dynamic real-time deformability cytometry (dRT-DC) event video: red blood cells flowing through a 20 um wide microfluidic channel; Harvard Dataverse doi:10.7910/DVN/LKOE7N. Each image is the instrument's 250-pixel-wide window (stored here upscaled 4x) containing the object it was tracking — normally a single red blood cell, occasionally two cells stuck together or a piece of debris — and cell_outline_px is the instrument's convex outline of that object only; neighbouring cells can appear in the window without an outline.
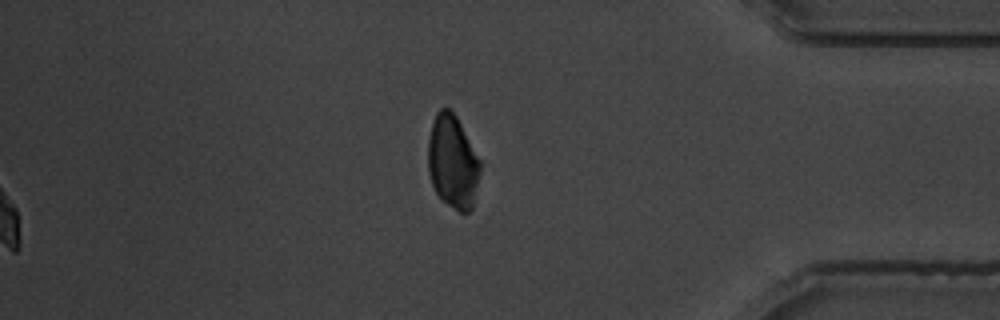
{"species": "common noctule bat (a hibernating species)", "species_latin": "Nyctalus noctula", "temperature_condition": "warm", "stored_images_in_passage": 57, "segment_of_instrument_passage": [2, 2], "camera_frame_rate_fps": 3000, "um_per_image_px": 0.085, "animal": {"sex": "male", "body_mass_g": 19.5, "forearm_length_mm": 54.6}, "frame": {"image": 1, "passage_image": 57, "time_ms": 18.667, "image_size_px": [1000, 320], "cell_outline_px": [[480, 172], [472, 208], [468, 212], [460, 212], [440, 200], [432, 184], [428, 172], [428, 140], [432, 124], [436, 112], [440, 108], [448, 108], [456, 116], [480, 160]], "centroid_in_image_um": [38.46, 13.77], "position_along_channel_um": 396.7, "area_um2": 28.26}}